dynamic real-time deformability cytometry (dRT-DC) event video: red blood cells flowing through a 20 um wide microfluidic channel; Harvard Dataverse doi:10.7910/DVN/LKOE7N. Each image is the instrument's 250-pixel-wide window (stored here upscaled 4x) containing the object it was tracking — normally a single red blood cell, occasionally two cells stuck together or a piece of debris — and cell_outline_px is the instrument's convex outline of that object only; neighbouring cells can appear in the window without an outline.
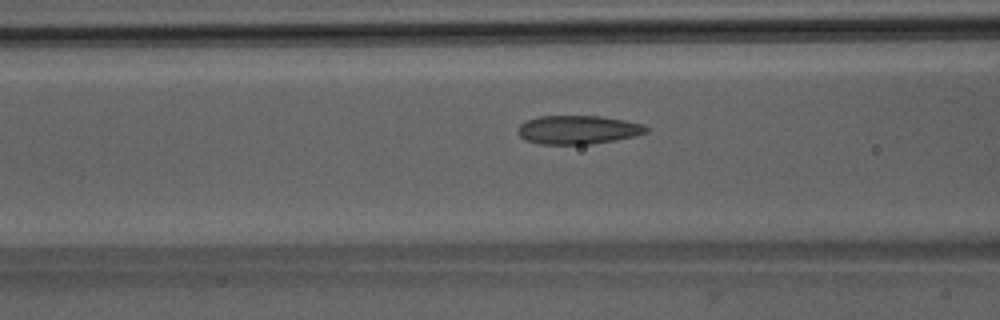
{"species": "Egyptian fruit bat (a non-hibernating species)", "species_latin": "Rousettus aegyptiacus", "temperature_condition": "room temperature", "stored_images_in_passage": 38, "camera_frame_rate_fps": 3000, "um_per_image_px": 0.085, "animal": {"sex": "male"}, "frame": {"image": 1, "passage_image": 17, "time_ms": 5.333, "image_size_px": [1000, 320], "cell_outline_px": [[648, 132], [636, 136], [616, 140], [592, 144], [540, 144], [524, 140], [516, 132], [516, 128], [520, 124], [528, 120], [540, 116], [600, 116], [624, 120], [644, 124], [648, 128]], "centroid_in_image_um": [49.12, 11.03], "position_along_channel_um": 117.5, "area_um2": 21.62}}